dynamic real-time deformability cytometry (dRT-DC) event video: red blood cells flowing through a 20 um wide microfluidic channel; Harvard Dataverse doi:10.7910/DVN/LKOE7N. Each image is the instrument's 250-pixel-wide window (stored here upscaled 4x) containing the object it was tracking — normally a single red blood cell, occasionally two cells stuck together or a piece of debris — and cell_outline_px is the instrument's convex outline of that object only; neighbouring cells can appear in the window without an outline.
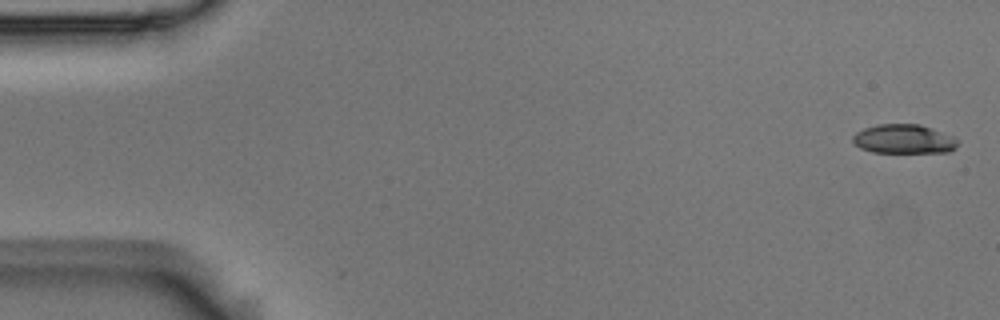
{"species": "Egyptian fruit bat (a non-hibernating species)", "species_latin": "Rousettus aegyptiacus", "temperature_condition": "room temperature", "stored_images_in_passage": 5, "camera_frame_rate_fps": 3000, "um_per_image_px": 0.085, "animal": {"sex": "male"}, "frame": {"image": 1, "passage_image": 1, "time_ms": 0.0, "image_size_px": [1000, 320], "cell_outline_px": [[960, 140], [956, 148], [948, 152], [872, 152], [860, 148], [852, 140], [852, 136], [856, 132], [864, 128], [876, 124], [920, 124], [932, 128], [952, 136]], "centroid_in_image_um": [76.83, 11.81], "position_along_channel_um": 8.2, "area_um2": 17.92}}
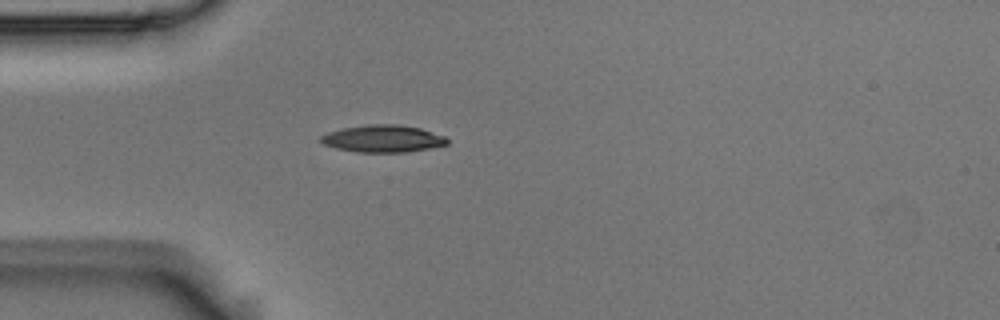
{"frame": {"image": 2, "passage_image": 5, "time_ms": 1.333, "image_size_px": [1000, 320], "cell_outline_px": [[448, 144], [408, 152], [356, 152], [336, 148], [324, 144], [320, 140], [320, 136], [328, 132], [344, 128], [368, 124], [396, 124], [420, 128], [448, 136]], "centroid_in_image_um": [32.58, 11.78], "position_along_channel_um": 52.4, "area_um2": 20.06}}